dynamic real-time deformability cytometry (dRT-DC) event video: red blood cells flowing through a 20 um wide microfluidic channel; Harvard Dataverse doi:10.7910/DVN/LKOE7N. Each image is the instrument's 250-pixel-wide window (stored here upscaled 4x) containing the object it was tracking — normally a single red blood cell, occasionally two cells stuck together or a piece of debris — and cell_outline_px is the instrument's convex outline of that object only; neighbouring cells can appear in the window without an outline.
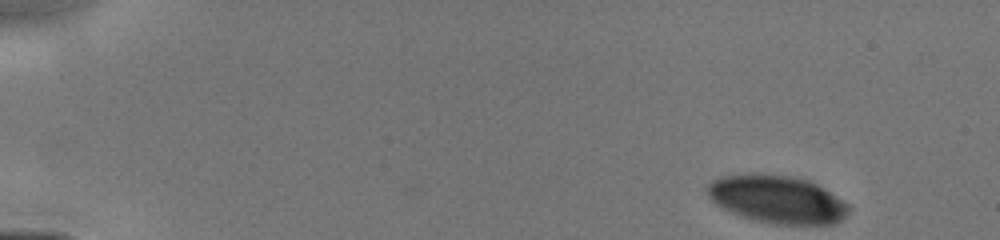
{"species": "human", "species_latin": "Homo sapiens", "temperature_condition": "cold", "stored_images_in_passage": 43, "camera_frame_rate_fps": 3000, "um_per_image_px": 0.085, "donor": {"sex": "male"}, "frame": {"image": 1, "passage_image": 1, "time_ms": 0.0, "image_size_px": [1000, 240], "cell_outline_px": [[852, 208], [836, 224], [776, 224], [752, 220], [732, 212], [716, 204], [708, 196], [708, 184], [712, 180], [720, 176], [748, 172], [752, 172], [792, 176], [808, 180], [824, 188], [848, 204]], "centroid_in_image_um": [66.05, 16.92], "position_along_channel_um": 19.0, "area_um2": 39.59}}
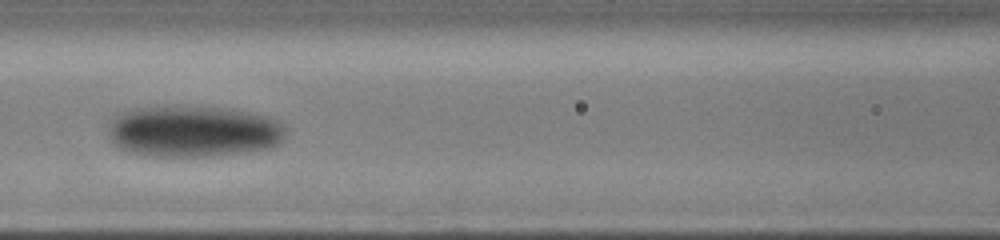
{"frame": {"image": 2, "passage_image": 19, "time_ms": 6.0, "image_size_px": [1000, 240], "cell_outline_px": [[284, 136], [280, 144], [268, 148], [208, 156], [148, 156], [132, 152], [120, 148], [112, 144], [112, 116], [120, 112], [136, 108], [164, 104], [200, 104], [232, 108], [268, 116], [284, 124]], "centroid_in_image_um": [16.45, 11.1], "position_along_channel_um": 150.2, "area_um2": 54.16}}
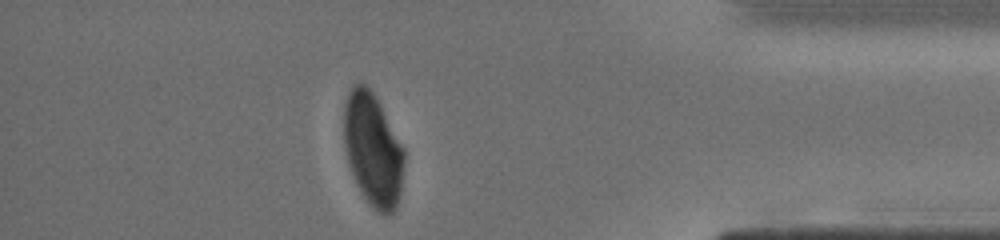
{"frame": {"image": 3, "passage_image": 38, "time_ms": 12.333, "image_size_px": [1000, 240], "cell_outline_px": [[404, 164], [400, 192], [396, 208], [388, 216], [384, 216], [372, 208], [368, 204], [360, 192], [348, 164], [344, 144], [344, 104], [348, 92], [360, 80], [376, 96], [404, 148]], "centroid_in_image_um": [31.69, 12.74], "position_along_channel_um": 403.5, "area_um2": 39.94}}